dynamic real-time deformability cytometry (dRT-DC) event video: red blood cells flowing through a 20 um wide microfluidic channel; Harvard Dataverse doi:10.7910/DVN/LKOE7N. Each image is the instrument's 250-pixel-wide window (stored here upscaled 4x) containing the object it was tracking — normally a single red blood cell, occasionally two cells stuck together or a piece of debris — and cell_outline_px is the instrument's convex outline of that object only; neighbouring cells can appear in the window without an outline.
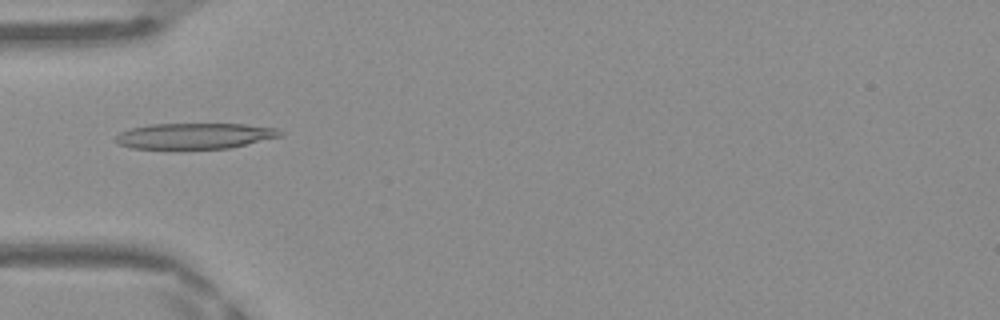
{"species": "Egyptian fruit bat (a non-hibernating species)", "species_latin": "Rousettus aegyptiacus", "temperature_condition": "warm", "stored_images_in_passage": 43, "camera_frame_rate_fps": 3000, "um_per_image_px": 0.085, "frame": {"image": 1, "passage_image": 11, "time_ms": 3.333, "image_size_px": [1000, 320], "cell_outline_px": [[284, 132], [280, 136], [228, 148], [132, 148], [120, 144], [116, 140], [116, 136], [120, 132], [132, 128], [148, 124], [244, 124], [276, 128]], "centroid_in_image_um": [16.55, 11.54], "position_along_channel_um": 68.4, "area_um2": 24.28}}
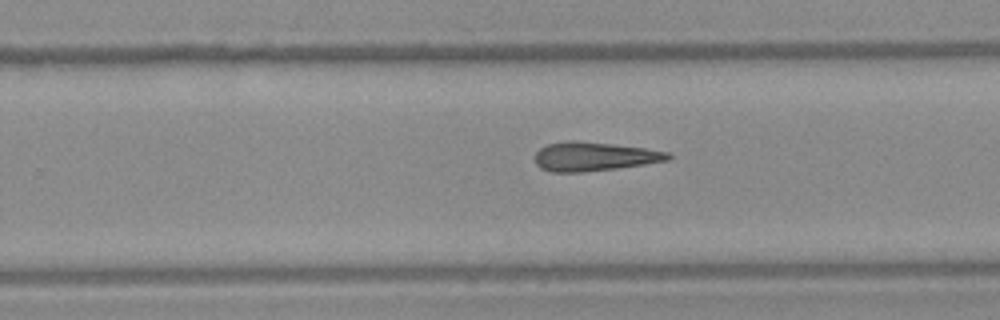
{"frame": {"image": 2, "passage_image": 26, "time_ms": 8.333, "image_size_px": [1000, 320], "cell_outline_px": [[672, 156], [668, 160], [644, 164], [616, 168], [580, 172], [552, 172], [540, 168], [536, 164], [536, 152], [540, 148], [548, 144], [568, 140], [576, 140], [612, 144], [644, 148], [668, 152]], "centroid_in_image_um": [50.47, 13.3], "position_along_channel_um": 279.3, "area_um2": 22.25}}
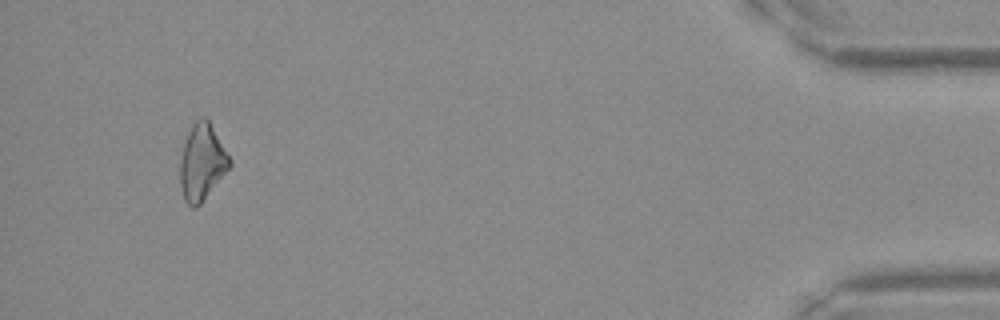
{"frame": {"image": 3, "passage_image": 41, "time_ms": 13.333, "image_size_px": [1000, 320], "cell_outline_px": [[232, 164], [200, 204], [196, 208], [192, 208], [184, 200], [180, 184], [180, 160], [184, 140], [192, 124], [200, 116], [204, 116], [208, 120], [232, 160]], "centroid_in_image_um": [17.15, 13.78], "position_along_channel_um": 418.0, "area_um2": 21.91}}